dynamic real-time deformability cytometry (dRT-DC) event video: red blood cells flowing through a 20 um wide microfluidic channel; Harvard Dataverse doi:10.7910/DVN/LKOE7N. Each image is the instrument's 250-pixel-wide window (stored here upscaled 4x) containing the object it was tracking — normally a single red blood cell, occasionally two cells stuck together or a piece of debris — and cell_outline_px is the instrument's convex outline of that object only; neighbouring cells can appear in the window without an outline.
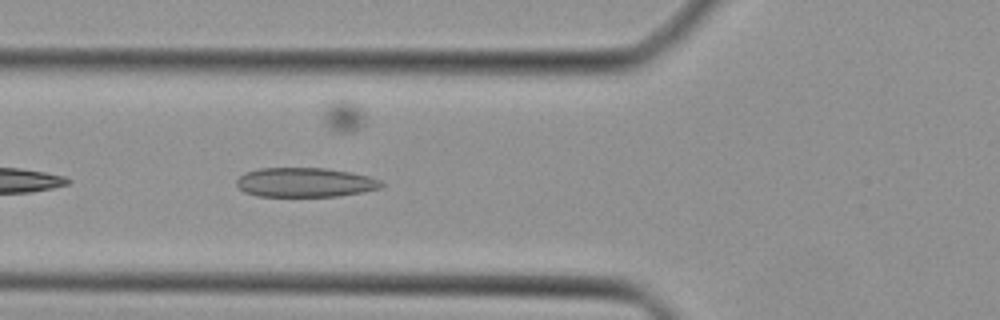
{"species": "Egyptian fruit bat (a non-hibernating species)", "species_latin": "Rousettus aegyptiacus", "temperature_condition": "cold", "stored_images_in_passage": 33, "camera_frame_rate_fps": 3000, "um_per_image_px": 0.085, "animal": {"sex": "female"}, "frame": {"image": 1, "passage_image": 6, "time_ms": 1.667, "image_size_px": [1000, 320], "cell_outline_px": [[384, 184], [380, 188], [364, 192], [336, 196], [256, 196], [244, 192], [236, 184], [236, 180], [244, 172], [260, 168], [324, 168], [352, 172], [368, 176], [380, 180]], "centroid_in_image_um": [25.92, 15.5], "position_along_channel_um": 99.9, "area_um2": 24.85}}
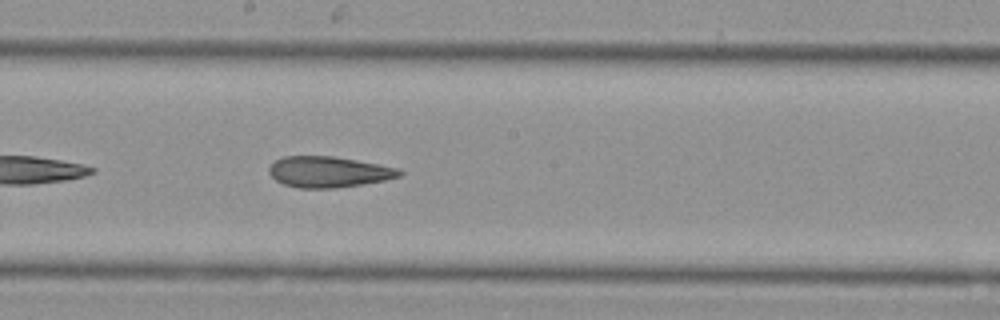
{"frame": {"image": 2, "passage_image": 14, "time_ms": 4.333, "image_size_px": [1000, 320], "cell_outline_px": [[404, 172], [400, 176], [384, 180], [336, 188], [300, 188], [284, 184], [276, 180], [268, 172], [268, 168], [276, 160], [284, 156], [332, 156], [356, 160], [400, 168]], "centroid_in_image_um": [27.93, 14.61], "position_along_channel_um": 220.3, "area_um2": 23.35}}
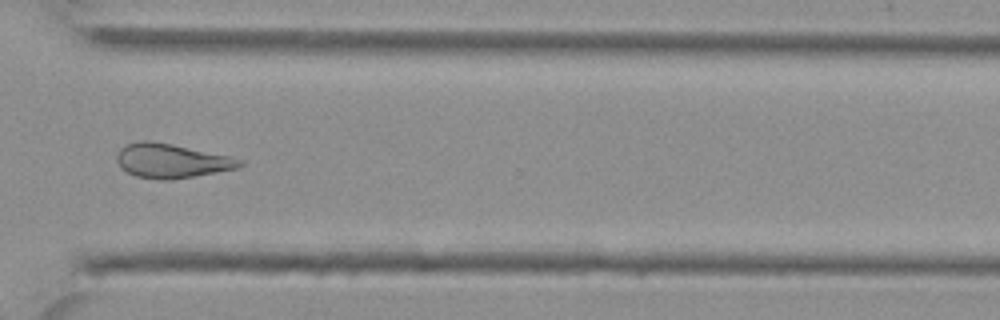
{"frame": {"image": 3, "passage_image": 23, "time_ms": 7.333, "image_size_px": [1000, 320], "cell_outline_px": [[244, 164], [236, 168], [216, 172], [172, 180], [160, 180], [136, 176], [120, 168], [116, 160], [116, 156], [120, 148], [128, 144], [140, 140], [152, 140], [172, 144], [228, 156], [244, 160]], "centroid_in_image_um": [14.54, 13.67], "position_along_channel_um": 356.1, "area_um2": 24.45}}